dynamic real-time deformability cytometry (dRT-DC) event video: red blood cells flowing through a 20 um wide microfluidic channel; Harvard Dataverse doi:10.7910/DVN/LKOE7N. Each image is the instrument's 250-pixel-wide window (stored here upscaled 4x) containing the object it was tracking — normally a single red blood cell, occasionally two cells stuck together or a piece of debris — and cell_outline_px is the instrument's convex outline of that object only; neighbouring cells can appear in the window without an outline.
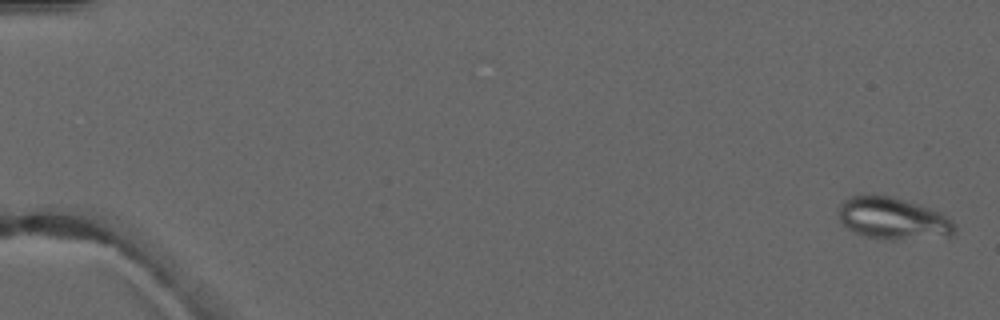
{"species": "common noctule bat (a hibernating species)", "species_latin": "Nyctalus noctula", "temperature_condition": "warm", "stored_images_in_passage": 6, "camera_frame_rate_fps": 3000, "um_per_image_px": 0.085, "animal": {"sex": "male", "forearm_length_mm": 52.5}, "frame": {"image": 1, "passage_image": 1, "time_ms": 0.0, "image_size_px": [1000, 320], "cell_outline_px": [[956, 232], [952, 236], [896, 240], [888, 240], [864, 236], [848, 228], [840, 220], [840, 204], [844, 200], [852, 196], [872, 192], [920, 204], [940, 212], [952, 220], [956, 224]], "centroid_in_image_um": [75.94, 18.56], "position_along_channel_um": 9.1, "area_um2": 28.78}}